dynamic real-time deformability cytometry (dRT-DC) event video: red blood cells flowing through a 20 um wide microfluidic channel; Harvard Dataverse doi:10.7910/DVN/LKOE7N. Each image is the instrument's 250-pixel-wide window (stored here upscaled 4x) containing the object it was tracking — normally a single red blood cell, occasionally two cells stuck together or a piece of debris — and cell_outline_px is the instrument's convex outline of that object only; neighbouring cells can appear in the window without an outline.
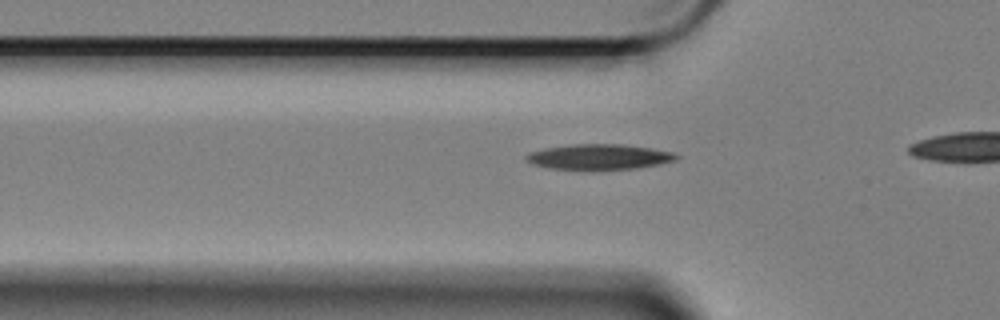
{"species": "Egyptian fruit bat (a non-hibernating species)", "species_latin": "Rousettus aegyptiacus", "temperature_condition": "cold", "stored_images_in_passage": 35, "camera_frame_rate_fps": 3000, "um_per_image_px": 0.085, "animal": {"sex": "female"}, "frame": {"image": 1, "passage_image": 7, "time_ms": 2.0, "image_size_px": [1000, 320], "cell_outline_px": [[680, 156], [676, 160], [660, 164], [636, 168], [548, 168], [532, 164], [524, 160], [524, 156], [528, 152], [544, 148], [572, 144], [620, 144], [648, 148], [672, 152]], "centroid_in_image_um": [50.87, 13.31], "position_along_channel_um": 74.9, "area_um2": 21.73}}
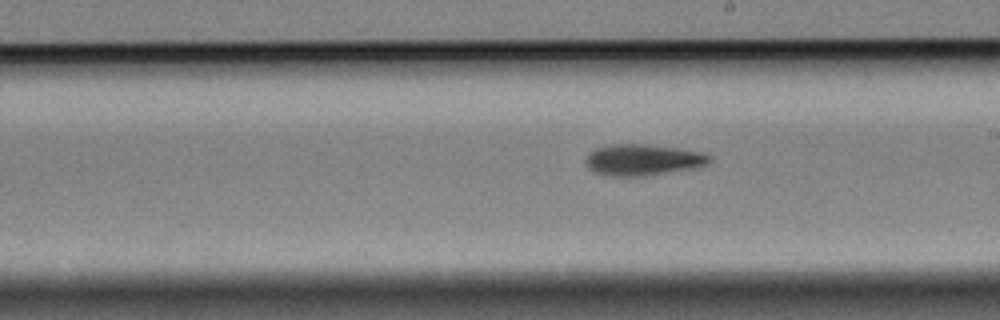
{"frame": {"image": 2, "passage_image": 21, "time_ms": 6.667, "image_size_px": [1000, 320], "cell_outline_px": [[712, 160], [708, 164], [692, 168], [644, 176], [612, 176], [596, 172], [588, 168], [588, 152], [596, 148], [612, 144], [640, 144], [676, 148], [700, 152], [712, 156]], "centroid_in_image_um": [54.66, 13.58], "position_along_channel_um": 234.3, "area_um2": 22.14}}
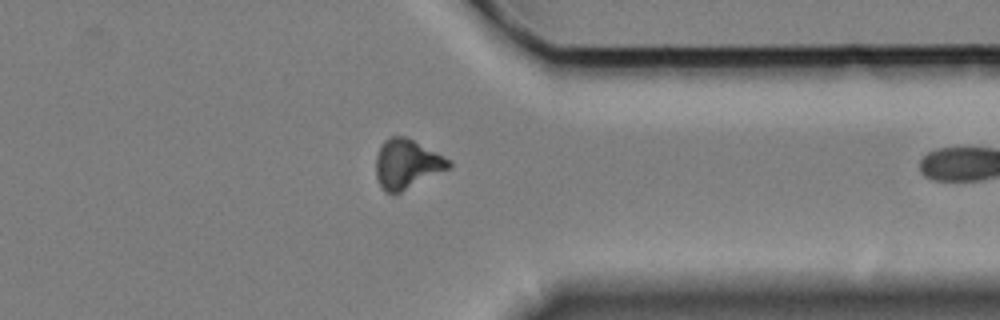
{"frame": {"image": 3, "passage_image": 34, "time_ms": 11.0, "image_size_px": [1000, 320], "cell_outline_px": [[452, 168], [400, 192], [384, 192], [376, 176], [376, 156], [380, 144], [388, 136], [404, 136], [452, 160]], "centroid_in_image_um": [34.6, 13.93], "position_along_channel_um": 376.8, "area_um2": 20.98}}